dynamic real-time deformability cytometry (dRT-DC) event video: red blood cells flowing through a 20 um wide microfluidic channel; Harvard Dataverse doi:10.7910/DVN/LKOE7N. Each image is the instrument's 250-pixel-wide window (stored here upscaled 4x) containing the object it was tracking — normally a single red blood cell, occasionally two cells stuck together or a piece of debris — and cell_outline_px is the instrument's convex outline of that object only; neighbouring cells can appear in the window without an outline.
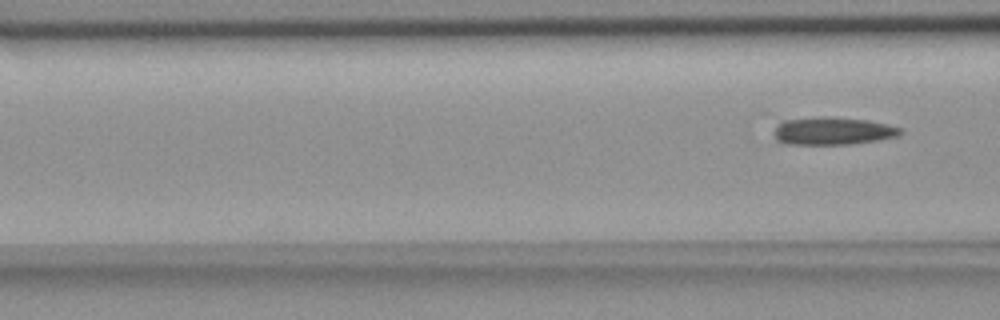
{"species": "common noctule bat (a hibernating species)", "species_latin": "Nyctalus noctula", "temperature_condition": "room temperature", "stored_images_in_passage": 3, "camera_frame_rate_fps": 3000, "um_per_image_px": 0.085, "animal": {"sex": "female", "body_mass_g": 18.4}, "frame": {"image": 1, "passage_image": 3, "time_ms": 3.0, "image_size_px": [1000, 320], "cell_outline_px": [[904, 132], [896, 136], [880, 140], [848, 144], [784, 144], [776, 140], [772, 132], [784, 120], [816, 116], [828, 116], [868, 120], [888, 124], [904, 128]], "centroid_in_image_um": [70.8, 11.12], "position_along_channel_um": 95.8, "area_um2": 20.69}}